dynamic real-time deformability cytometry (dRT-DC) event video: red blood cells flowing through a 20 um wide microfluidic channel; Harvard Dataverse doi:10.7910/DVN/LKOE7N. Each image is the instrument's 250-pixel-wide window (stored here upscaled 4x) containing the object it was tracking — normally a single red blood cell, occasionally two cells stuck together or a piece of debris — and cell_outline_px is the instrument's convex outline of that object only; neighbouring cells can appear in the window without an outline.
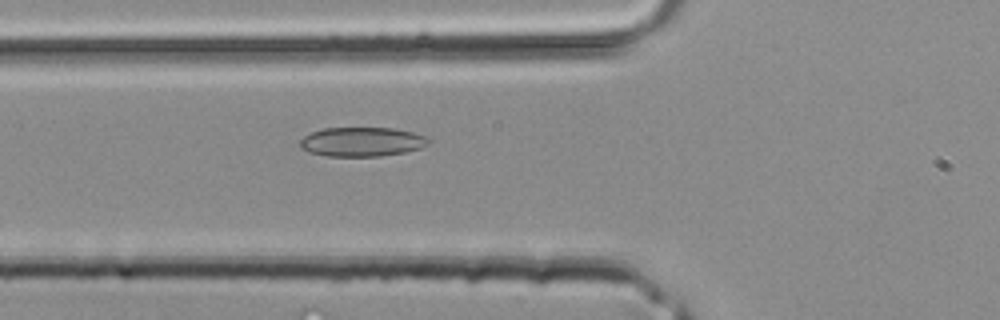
{"species": "common noctule bat (a hibernating species)", "species_latin": "Nyctalus noctula", "temperature_condition": "room temperature", "stored_images_in_passage": 30, "camera_frame_rate_fps": 3000, "um_per_image_px": 0.085, "animal": {"sex": "male", "body_mass_g": 20.4}, "frame": {"image": 1, "passage_image": 6, "time_ms": 1.667, "image_size_px": [1000, 320], "cell_outline_px": [[432, 140], [428, 144], [420, 148], [404, 152], [380, 156], [328, 156], [308, 152], [300, 148], [300, 140], [308, 132], [324, 128], [396, 128], [428, 136]], "centroid_in_image_um": [30.76, 12.04], "position_along_channel_um": 95.0, "area_um2": 22.14}}
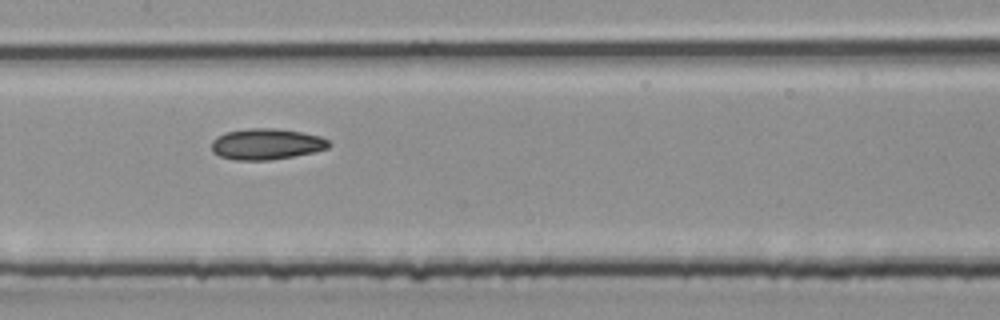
{"frame": {"image": 2, "passage_image": 11, "time_ms": 3.333, "image_size_px": [1000, 320], "cell_outline_px": [[332, 144], [328, 148], [312, 152], [292, 156], [268, 160], [236, 160], [220, 156], [212, 152], [212, 140], [216, 136], [224, 132], [248, 128], [276, 128], [304, 132], [320, 136], [328, 140]], "centroid_in_image_um": [22.63, 12.23], "position_along_channel_um": 184.8, "area_um2": 21.33}}
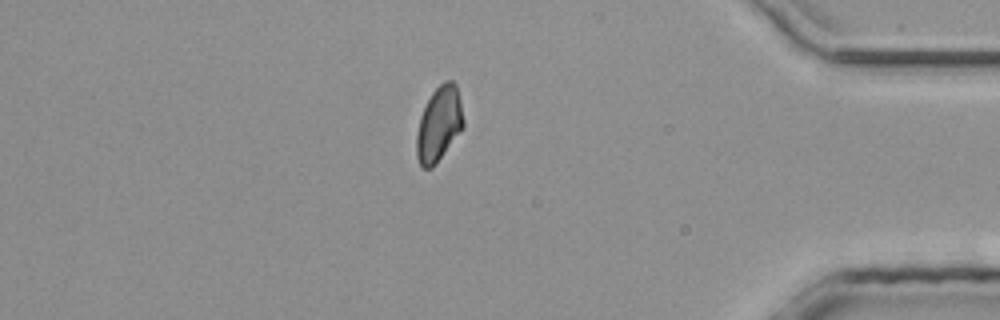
{"frame": {"image": 3, "passage_image": 25, "time_ms": 8.0, "image_size_px": [1000, 320], "cell_outline_px": [[464, 124], [436, 164], [432, 168], [420, 168], [416, 156], [416, 132], [420, 116], [432, 92], [444, 80], [452, 80], [456, 84], [460, 100], [464, 120]], "centroid_in_image_um": [37.28, 10.55], "position_along_channel_um": 397.9, "area_um2": 20.29}}